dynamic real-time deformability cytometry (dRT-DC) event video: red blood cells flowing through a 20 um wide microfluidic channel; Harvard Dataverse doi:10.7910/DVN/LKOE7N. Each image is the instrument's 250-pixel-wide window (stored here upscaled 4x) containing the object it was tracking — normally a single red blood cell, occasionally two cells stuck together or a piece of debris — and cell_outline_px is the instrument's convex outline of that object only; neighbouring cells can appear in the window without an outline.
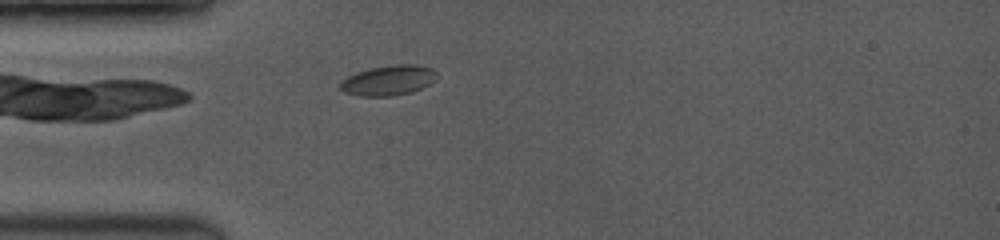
{"species": "common noctule bat (a hibernating species)", "species_latin": "Nyctalus noctula", "temperature_condition": "room temperature", "stored_images_in_passage": 21, "camera_frame_rate_fps": 3500, "um_per_image_px": 0.085, "animal": {"sex": "female", "body_mass_g": 19.0, "forearm_length_mm": 53.3}, "frame": {"image": 1, "passage_image": 2, "time_ms": 0.286, "image_size_px": [1000, 240], "cell_outline_px": [[436, 80], [412, 92], [392, 96], [360, 96], [344, 92], [340, 88], [340, 84], [348, 76], [356, 72], [372, 68], [400, 64], [412, 64], [432, 68], [436, 72]], "centroid_in_image_um": [33.02, 6.84], "position_along_channel_um": 52.0, "area_um2": 16.7}}
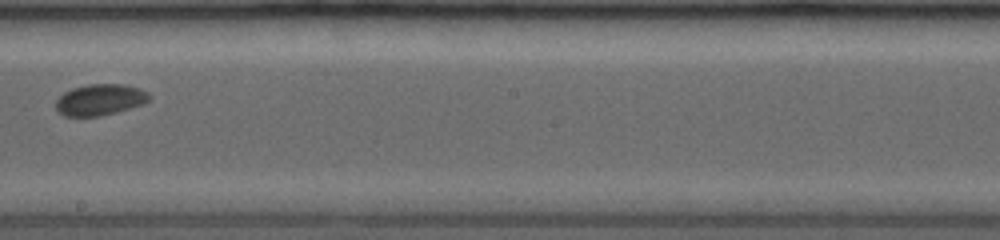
{"frame": {"image": 2, "passage_image": 12, "time_ms": 5.143, "image_size_px": [1000, 240], "cell_outline_px": [[152, 96], [144, 104], [116, 112], [100, 116], [64, 116], [56, 108], [56, 100], [64, 92], [72, 88], [88, 84], [124, 84], [140, 88], [148, 92]], "centroid_in_image_um": [8.53, 8.47], "position_along_channel_um": 239.7, "area_um2": 17.05}}
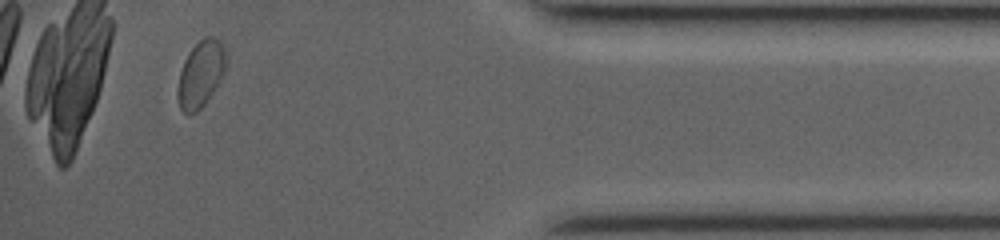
{"frame": {"image": 3, "passage_image": 20, "time_ms": 10.286, "image_size_px": [1000, 240], "cell_outline_px": [[228, 64], [220, 80], [204, 104], [196, 112], [188, 116], [180, 108], [176, 92], [180, 72], [184, 60], [188, 52], [200, 40], [208, 36], [212, 36], [220, 40], [224, 48], [228, 60]], "centroid_in_image_um": [17.07, 6.28], "position_along_channel_um": 418.1, "area_um2": 18.84}, "authors_computed_cell_mechanics": {"area_um2": 17.051, "velocity_mm_per_s": 4.028, "shape_relaxation_time_tau1_ms": 1.6108, "shape_relaxation_time_tau2_ms": 0.564, "deformation_change_tau1": 0.0397, "deformation_change_tau2": 0.0188}}